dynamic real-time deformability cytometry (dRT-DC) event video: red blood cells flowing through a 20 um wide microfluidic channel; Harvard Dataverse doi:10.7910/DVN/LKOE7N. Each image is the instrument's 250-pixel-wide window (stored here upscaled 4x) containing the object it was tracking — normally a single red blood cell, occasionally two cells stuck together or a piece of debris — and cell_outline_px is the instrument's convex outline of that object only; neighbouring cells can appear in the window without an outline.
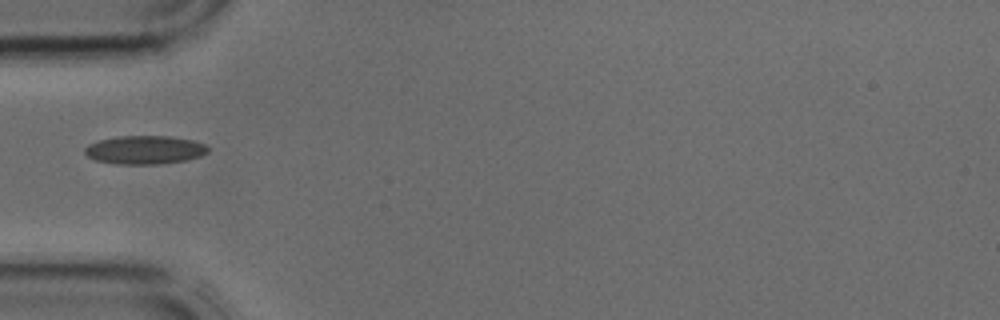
{"species": "common noctule bat (a hibernating species)", "species_latin": "Nyctalus noctula", "temperature_condition": "cold", "stored_images_in_passage": 1, "camera_frame_rate_fps": 3000, "um_per_image_px": 0.085, "animal": {"sex": "male", "body_mass_g": 17.9, "forearm_length_mm": 54.2}, "frame": {"image": 1, "passage_image": 1, "time_ms": 0.0, "image_size_px": [1000, 320], "cell_outline_px": [[208, 152], [200, 156], [184, 160], [156, 164], [116, 164], [96, 160], [88, 156], [84, 152], [84, 148], [88, 144], [96, 140], [116, 136], [168, 136], [192, 140], [204, 144], [208, 148]], "centroid_in_image_um": [12.25, 12.73], "position_along_channel_um": 72.7, "area_um2": 20.4}}